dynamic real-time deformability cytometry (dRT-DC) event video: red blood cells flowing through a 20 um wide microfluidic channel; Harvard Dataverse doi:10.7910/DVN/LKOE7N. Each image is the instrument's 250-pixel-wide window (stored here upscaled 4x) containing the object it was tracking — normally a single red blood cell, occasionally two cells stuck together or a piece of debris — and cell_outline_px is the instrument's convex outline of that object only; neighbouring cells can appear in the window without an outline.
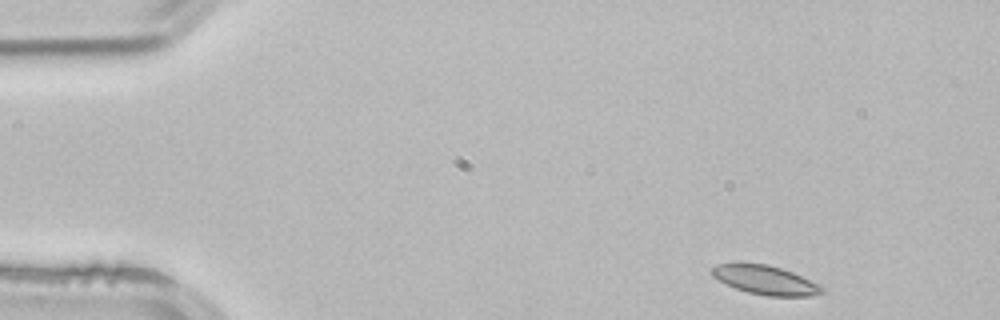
{"species": "common noctule bat (a hibernating species)", "species_latin": "Nyctalus noctula", "temperature_condition": "room temperature", "stored_images_in_passage": 48, "camera_frame_rate_fps": 3000, "um_per_image_px": 0.085, "animal": {"sex": "male", "body_mass_g": 21.5, "forearm_length_mm": 52.0}, "frame": {"image": 1, "passage_image": 1, "time_ms": 0.0, "image_size_px": [1000, 320], "cell_outline_px": [[828, 292], [812, 296], [768, 296], [748, 292], [736, 288], [712, 276], [708, 272], [716, 264], [736, 260], [740, 260], [768, 264], [792, 272], [820, 284], [828, 288]], "centroid_in_image_um": [65.05, 23.76], "position_along_channel_um": 19.9, "area_um2": 19.42}}
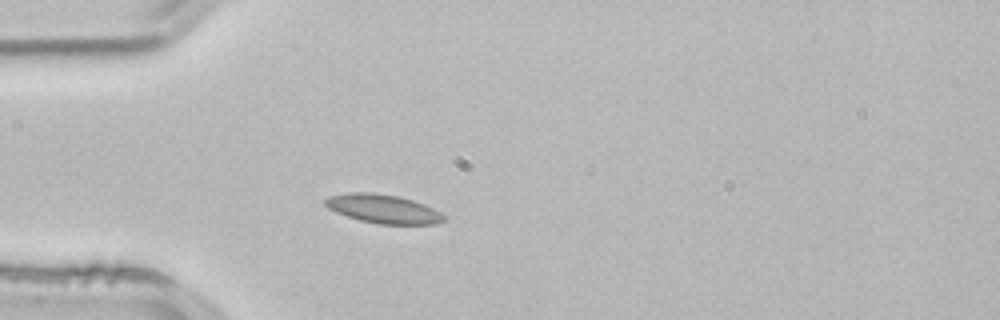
{"frame": {"image": 2, "passage_image": 10, "time_ms": 3.0, "image_size_px": [1000, 320], "cell_outline_px": [[448, 220], [436, 224], [380, 224], [360, 220], [336, 212], [328, 208], [324, 204], [324, 200], [328, 196], [352, 192], [372, 192], [396, 196], [412, 200], [424, 204], [440, 212]], "centroid_in_image_um": [32.57, 17.75], "position_along_channel_um": 52.4, "area_um2": 19.83}}
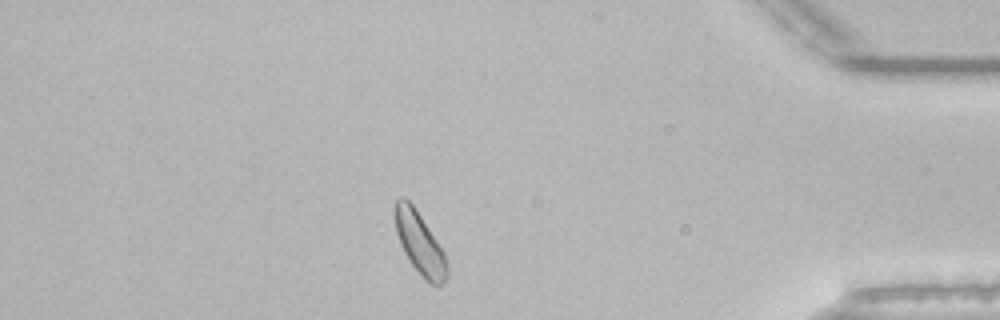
{"frame": {"image": 3, "passage_image": 41, "time_ms": 13.333, "image_size_px": [1000, 320], "cell_outline_px": [[448, 276], [444, 284], [432, 284], [408, 260], [400, 244], [396, 232], [396, 200], [404, 196], [412, 204], [444, 252], [448, 264]], "centroid_in_image_um": [35.7, 20.7], "position_along_channel_um": 399.5, "area_um2": 18.15}, "authors_computed_cell_mechanics": {"area_um2": 18.4671, "velocity_mm_per_s": 3.8275, "shape_relaxation_time_tau1_ms": 1.8625, "shape_relaxation_time_tau2_ms": 5.6898, "deformation_change_tau1": 0.0767, "deformation_change_tau2": 0.0947}}